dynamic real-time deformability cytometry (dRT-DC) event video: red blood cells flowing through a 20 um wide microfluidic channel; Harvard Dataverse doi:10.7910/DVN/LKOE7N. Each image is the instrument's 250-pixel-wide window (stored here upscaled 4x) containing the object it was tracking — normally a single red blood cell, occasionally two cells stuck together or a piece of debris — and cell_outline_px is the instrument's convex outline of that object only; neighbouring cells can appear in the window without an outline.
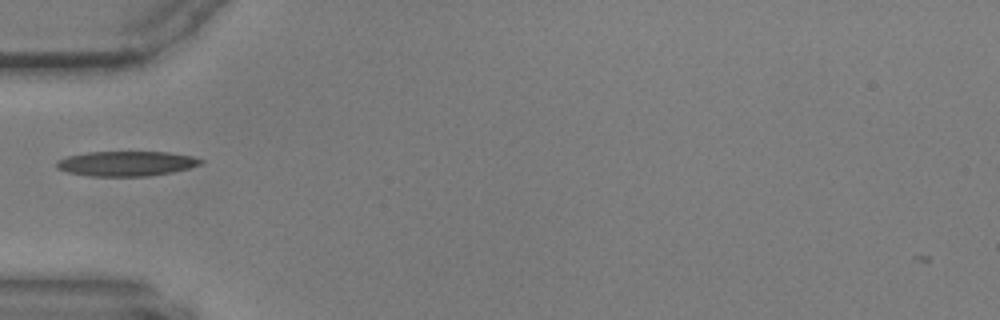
{"species": "common noctule bat (a hibernating species)", "species_latin": "Nyctalus noctula", "temperature_condition": "warm", "stored_images_in_passage": 39, "camera_frame_rate_fps": 3000, "um_per_image_px": 0.085, "animal": {"sex": "male", "body_mass_g": 17.9, "forearm_length_mm": 54.2}, "frame": {"image": 1, "passage_image": 1, "time_ms": 0.0, "image_size_px": [1000, 320], "cell_outline_px": [[204, 164], [172, 172], [148, 176], [88, 176], [68, 172], [56, 168], [56, 160], [64, 156], [88, 152], [168, 152], [192, 156], [204, 160]], "centroid_in_image_um": [10.72, 13.9], "position_along_channel_um": 74.3, "area_um2": 21.1}}
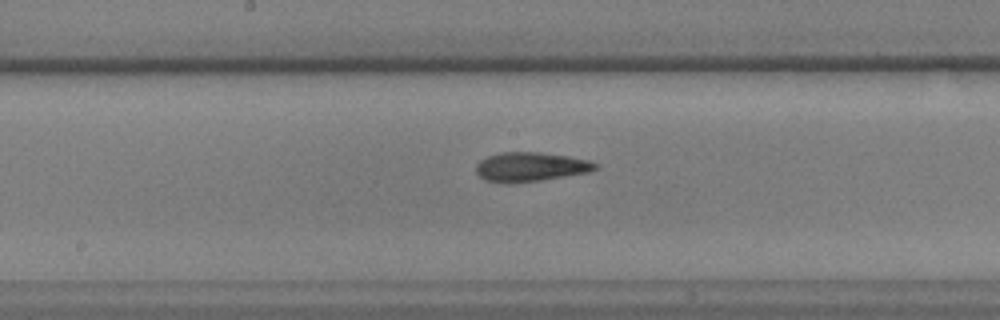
{"frame": {"image": 2, "passage_image": 12, "time_ms": 3.667, "image_size_px": [1000, 320], "cell_outline_px": [[600, 168], [588, 172], [540, 180], [508, 184], [504, 184], [484, 180], [476, 172], [476, 164], [480, 160], [488, 156], [500, 152], [540, 152], [568, 156], [588, 160], [600, 164]], "centroid_in_image_um": [45.09, 14.19], "position_along_channel_um": 203.1, "area_um2": 20.52}}
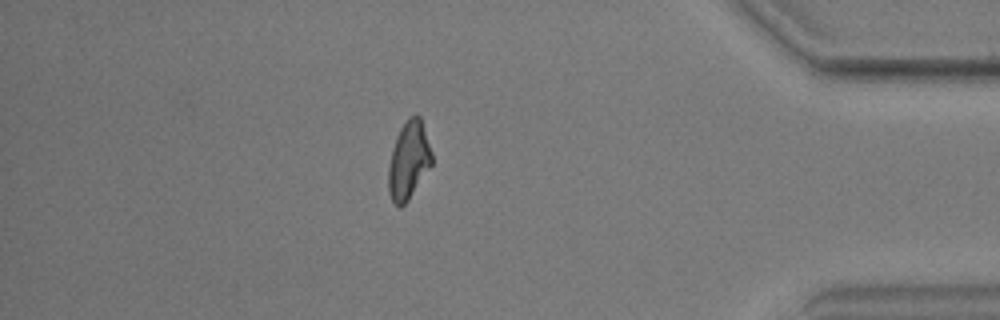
{"frame": {"image": 3, "passage_image": 32, "time_ms": 10.333, "image_size_px": [1000, 320], "cell_outline_px": [[432, 164], [408, 200], [400, 208], [392, 200], [388, 192], [388, 168], [392, 148], [396, 136], [400, 128], [408, 116], [420, 116], [432, 152]], "centroid_in_image_um": [34.72, 13.62], "position_along_channel_um": 400.5, "area_um2": 19.59}}